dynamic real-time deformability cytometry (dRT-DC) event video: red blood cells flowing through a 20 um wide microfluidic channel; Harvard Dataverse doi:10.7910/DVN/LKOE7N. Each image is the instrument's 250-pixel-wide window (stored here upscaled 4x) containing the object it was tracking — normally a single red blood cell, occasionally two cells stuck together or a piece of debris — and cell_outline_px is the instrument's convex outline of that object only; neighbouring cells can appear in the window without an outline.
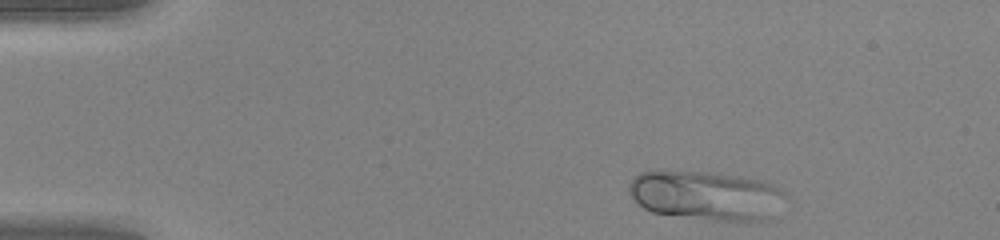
{"species": "human", "species_latin": "Homo sapiens", "temperature_condition": "warm", "stored_images_in_passage": 42, "camera_frame_rate_fps": 3000, "um_per_image_px": 0.085, "donor": {"sex": "female"}, "frame": {"image": 1, "passage_image": 1, "time_ms": 0.0, "image_size_px": [1000, 240], "cell_outline_px": [[784, 192], [768, 220], [748, 224], [744, 224], [652, 212], [644, 208], [628, 192], [628, 184], [640, 172], [656, 168], [660, 168], [708, 172], [740, 176], [764, 180], [776, 184]], "centroid_in_image_um": [59.98, 16.6], "position_along_channel_um": 25.0, "area_um2": 45.89}}
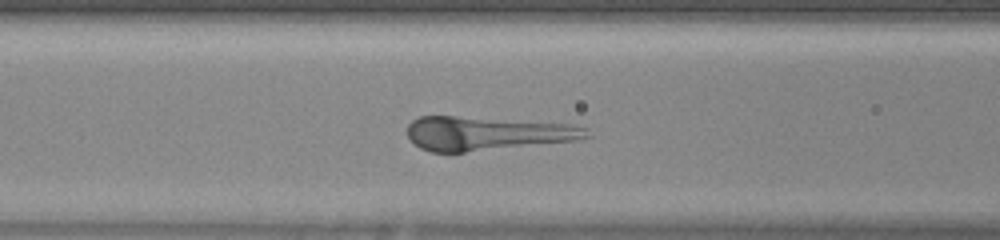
{"frame": {"image": 2, "passage_image": 14, "time_ms": 4.333, "image_size_px": [1000, 240], "cell_outline_px": [[592, 136], [580, 140], [464, 152], [432, 152], [420, 148], [408, 136], [408, 124], [412, 120], [420, 116], [456, 116], [572, 124], [588, 128]], "centroid_in_image_um": [41.43, 11.34], "position_along_channel_um": 125.2, "area_um2": 35.32}}
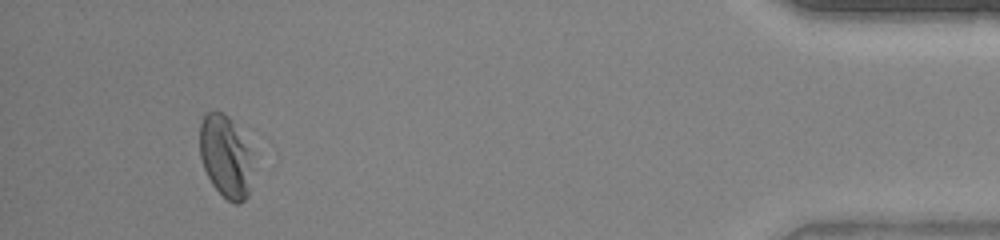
{"frame": {"image": 3, "passage_image": 39, "time_ms": 12.667, "image_size_px": [1000, 240], "cell_outline_px": [[252, 152], [248, 196], [240, 204], [236, 204], [228, 200], [212, 184], [204, 168], [200, 156], [200, 120], [204, 112], [212, 108], [228, 116], [232, 120]], "centroid_in_image_um": [19.14, 13.24], "position_along_channel_um": 416.1, "area_um2": 25.49}}